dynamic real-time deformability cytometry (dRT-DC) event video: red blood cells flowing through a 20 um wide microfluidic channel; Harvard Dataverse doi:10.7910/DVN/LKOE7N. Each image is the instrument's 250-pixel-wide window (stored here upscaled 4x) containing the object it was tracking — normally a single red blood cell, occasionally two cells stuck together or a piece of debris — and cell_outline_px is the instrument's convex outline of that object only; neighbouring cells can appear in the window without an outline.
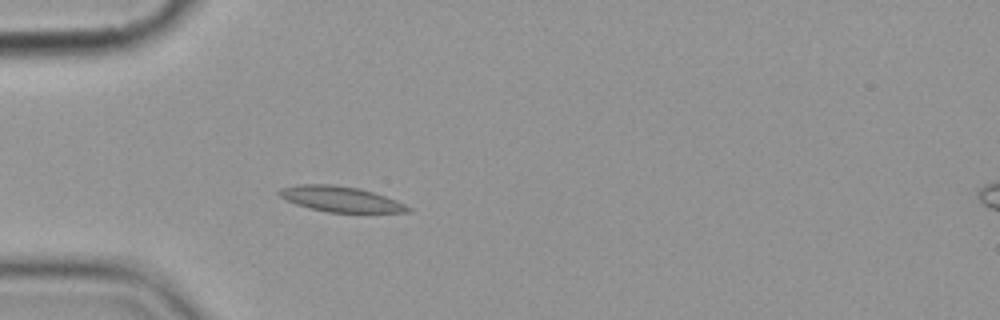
{"species": "common noctule bat (a hibernating species)", "species_latin": "Nyctalus noctula", "temperature_condition": "cold", "stored_images_in_passage": 2, "camera_frame_rate_fps": 3000, "um_per_image_px": 0.085, "animal": {"sex": "female", "body_mass_g": 19.9}, "frame": {"image": 1, "passage_image": 1, "time_ms": 0.0, "image_size_px": [1000, 320], "cell_outline_px": [[412, 212], [328, 212], [308, 208], [296, 204], [280, 196], [276, 192], [280, 188], [300, 184], [332, 184], [360, 188], [396, 200], [412, 208]], "centroid_in_image_um": [28.93, 16.91], "position_along_channel_um": 56.1, "area_um2": 19.02}}